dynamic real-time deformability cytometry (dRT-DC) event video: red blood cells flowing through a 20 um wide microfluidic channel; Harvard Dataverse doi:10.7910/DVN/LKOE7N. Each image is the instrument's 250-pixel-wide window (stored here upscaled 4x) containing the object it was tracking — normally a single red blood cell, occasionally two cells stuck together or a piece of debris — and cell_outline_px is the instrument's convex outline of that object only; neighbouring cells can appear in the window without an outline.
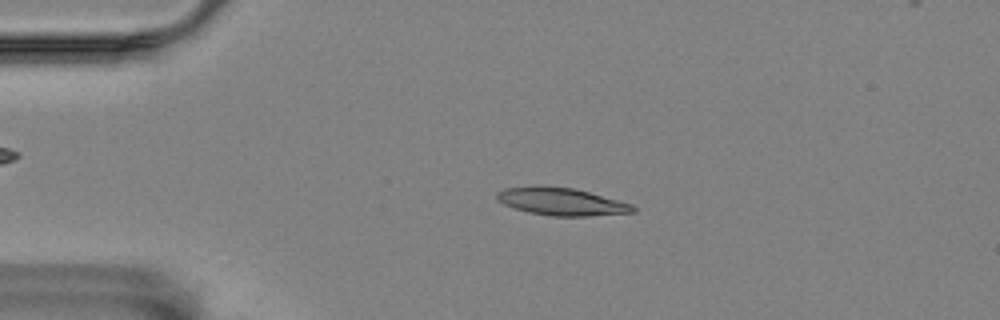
{"species": "Egyptian fruit bat (a non-hibernating species)", "species_latin": "Rousettus aegyptiacus", "temperature_condition": "room temperature", "stored_images_in_passage": 4, "camera_frame_rate_fps": 3000, "um_per_image_px": 0.085, "animal": {"sex": "female"}, "frame": {"image": 1, "passage_image": 3, "time_ms": 0.667, "image_size_px": [1000, 320], "cell_outline_px": [[636, 212], [588, 216], [552, 216], [528, 212], [504, 204], [496, 200], [496, 192], [504, 188], [532, 184], [540, 184], [572, 188], [588, 192], [632, 204], [636, 208]], "centroid_in_image_um": [47.66, 17.11], "position_along_channel_um": 37.3, "area_um2": 22.14}}